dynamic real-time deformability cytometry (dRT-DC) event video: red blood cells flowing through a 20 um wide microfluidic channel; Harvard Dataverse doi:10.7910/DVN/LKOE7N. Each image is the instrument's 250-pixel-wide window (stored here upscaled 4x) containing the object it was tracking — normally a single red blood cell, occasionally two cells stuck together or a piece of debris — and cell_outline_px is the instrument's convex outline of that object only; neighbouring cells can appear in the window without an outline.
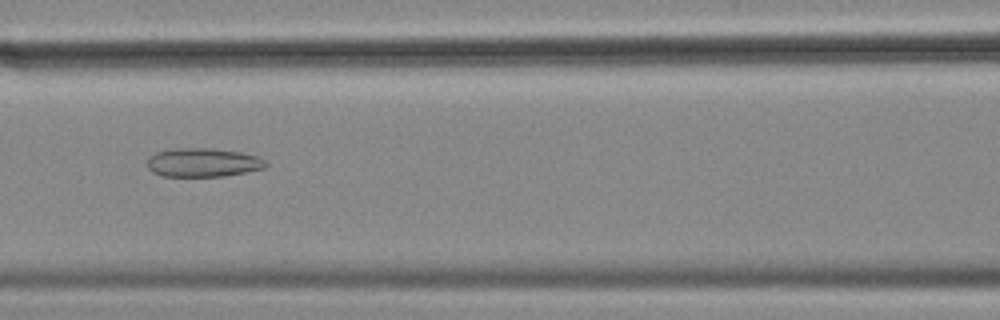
{"species": "common noctule bat (a hibernating species)", "species_latin": "Nyctalus noctula", "temperature_condition": "cold", "stored_images_in_passage": 56, "camera_frame_rate_fps": 3000, "um_per_image_px": 0.085, "animal": {"sex": "female", "body_mass_g": 18.4}, "frame": {"image": 1, "passage_image": 24, "time_ms": 7.667, "image_size_px": [1000, 320], "cell_outline_px": [[268, 164], [264, 168], [224, 176], [164, 176], [152, 172], [148, 168], [148, 156], [156, 152], [172, 148], [212, 148], [240, 152], [260, 156]], "centroid_in_image_um": [17.24, 13.8], "position_along_channel_um": 149.4, "area_um2": 19.94}}
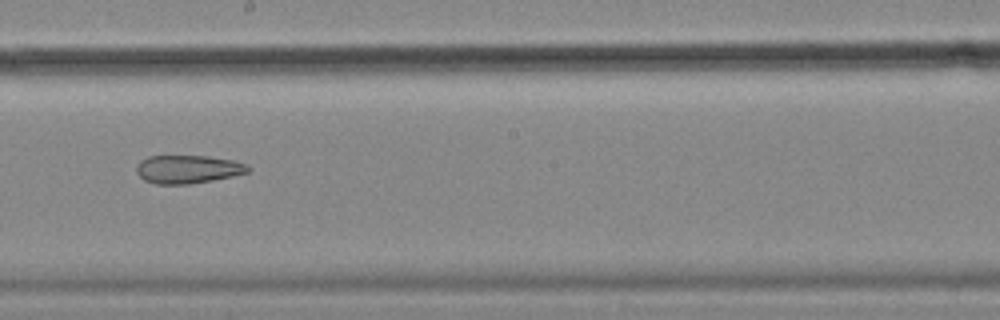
{"frame": {"image": 2, "passage_image": 31, "time_ms": 10.0, "image_size_px": [1000, 320], "cell_outline_px": [[252, 168], [248, 172], [232, 176], [212, 180], [188, 184], [156, 184], [144, 180], [136, 172], [136, 164], [140, 160], [148, 156], [208, 156], [232, 160], [248, 164]], "centroid_in_image_um": [15.96, 14.38], "position_along_channel_um": 232.2, "area_um2": 18.44}}
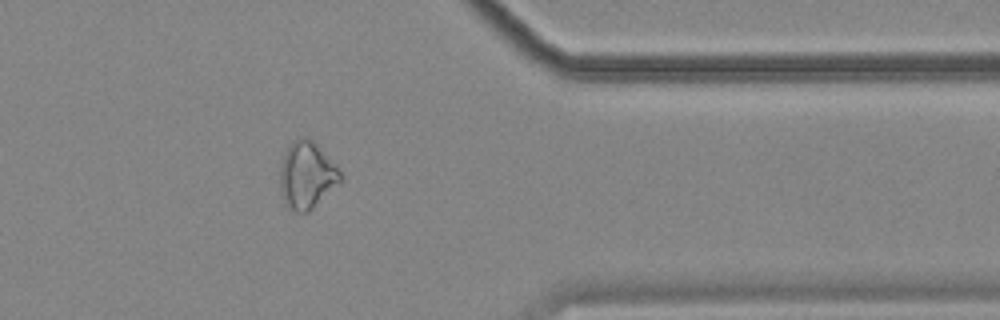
{"frame": {"image": 3, "passage_image": 45, "time_ms": 14.667, "image_size_px": [1000, 320], "cell_outline_px": [[344, 180], [340, 184], [308, 212], [296, 212], [288, 208], [284, 204], [280, 192], [280, 168], [284, 152], [300, 136], [308, 136], [336, 164], [344, 176]], "centroid_in_image_um": [26.1, 14.91], "position_along_channel_um": 385.3, "area_um2": 23.93}}